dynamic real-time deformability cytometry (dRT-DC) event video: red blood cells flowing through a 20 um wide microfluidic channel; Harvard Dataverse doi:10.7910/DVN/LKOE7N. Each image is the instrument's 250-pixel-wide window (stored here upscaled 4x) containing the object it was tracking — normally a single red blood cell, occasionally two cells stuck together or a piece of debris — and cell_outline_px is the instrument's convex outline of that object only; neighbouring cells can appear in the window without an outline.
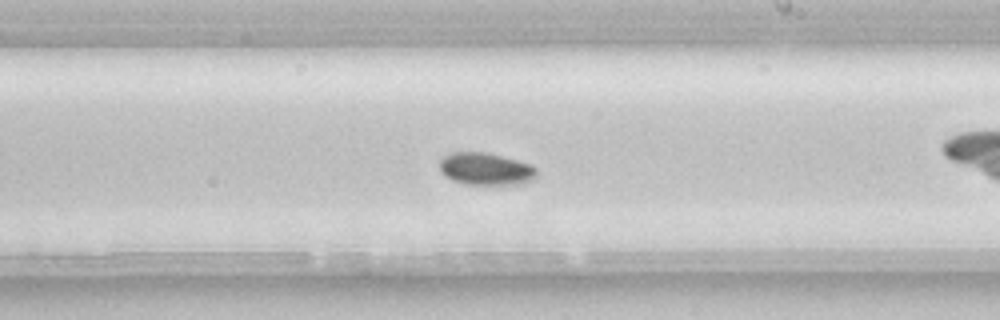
{"species": "common noctule bat (a hibernating species)", "species_latin": "Nyctalus noctula", "temperature_condition": "room temperature", "stored_images_in_passage": 41, "camera_frame_rate_fps": 3000, "um_per_image_px": 0.085, "animal": {"sex": "female", "body_mass_g": 22.7, "forearm_length_mm": 54.2}, "frame": {"image": 1, "passage_image": 18, "time_ms": 5.667, "image_size_px": [1000, 320], "cell_outline_px": [[536, 180], [524, 184], [468, 184], [452, 180], [440, 168], [440, 160], [444, 156], [452, 152], [484, 152], [532, 164], [536, 168]], "centroid_in_image_um": [41.35, 14.36], "position_along_channel_um": 247.6, "area_um2": 18.15}, "authors_computed_cell_mechanics": {"area_um2": 17.8024, "velocity_mm_per_s": 3.8305, "shape_relaxation_time_tau1_ms": 1.4158, "shape_relaxation_time_tau2_ms": null, "deformation_change_tau1": 0.0399, "deformation_change_tau2": null}}